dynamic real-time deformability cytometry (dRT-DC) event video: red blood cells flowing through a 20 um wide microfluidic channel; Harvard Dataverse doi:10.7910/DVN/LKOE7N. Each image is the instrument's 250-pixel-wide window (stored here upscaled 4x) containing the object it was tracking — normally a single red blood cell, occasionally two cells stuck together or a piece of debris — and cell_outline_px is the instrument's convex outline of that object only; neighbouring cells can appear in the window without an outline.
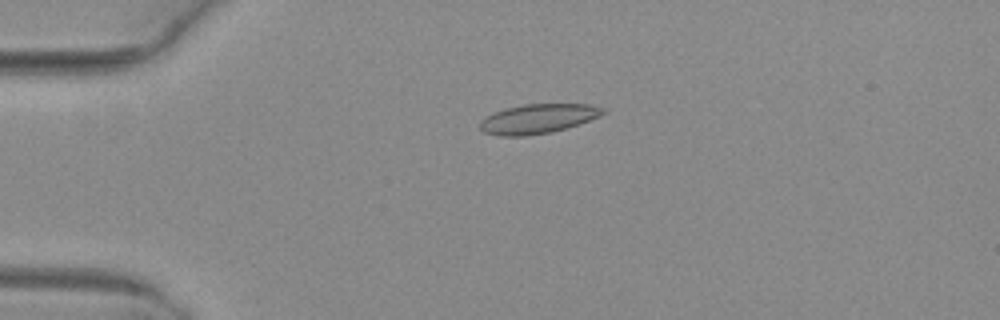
{"species": "common noctule bat (a hibernating species)", "species_latin": "Nyctalus noctula", "temperature_condition": "warm", "stored_images_in_passage": 4, "camera_frame_rate_fps": 3000, "um_per_image_px": 0.085, "animal": {"sex": "female", "body_mass_g": 29.2, "forearm_length_mm": 56.3}, "frame": {"image": 1, "passage_image": 4, "time_ms": 1.0, "image_size_px": [1000, 320], "cell_outline_px": [[608, 112], [600, 116], [552, 132], [524, 136], [500, 136], [484, 132], [480, 128], [480, 120], [504, 108], [524, 104], [588, 104], [604, 108]], "centroid_in_image_um": [45.72, 10.09], "position_along_channel_um": 39.3, "area_um2": 20.92}}